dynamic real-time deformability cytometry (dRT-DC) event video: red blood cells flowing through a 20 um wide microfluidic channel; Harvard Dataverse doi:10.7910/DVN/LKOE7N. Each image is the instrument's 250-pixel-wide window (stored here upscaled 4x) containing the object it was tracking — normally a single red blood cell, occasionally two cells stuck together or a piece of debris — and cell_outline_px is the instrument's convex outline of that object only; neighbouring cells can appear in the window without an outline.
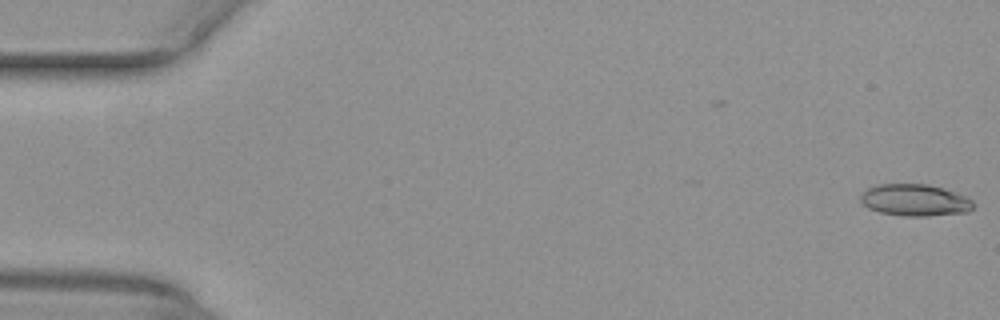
{"species": "common noctule bat (a hibernating species)", "species_latin": "Nyctalus noctula", "temperature_condition": "warm", "stored_images_in_passage": 11, "camera_frame_rate_fps": 3000, "um_per_image_px": 0.085, "animal": {"sex": "female", "body_mass_g": 29.2, "forearm_length_mm": 56.3}, "frame": {"image": 1, "passage_image": 1, "time_ms": 0.0, "image_size_px": [1000, 320], "cell_outline_px": [[972, 208], [968, 212], [928, 216], [900, 216], [880, 212], [868, 208], [860, 204], [860, 192], [872, 184], [928, 184], [944, 188], [964, 196], [972, 200]], "centroid_in_image_um": [77.68, 17.0], "position_along_channel_um": 7.3, "area_um2": 21.21}}